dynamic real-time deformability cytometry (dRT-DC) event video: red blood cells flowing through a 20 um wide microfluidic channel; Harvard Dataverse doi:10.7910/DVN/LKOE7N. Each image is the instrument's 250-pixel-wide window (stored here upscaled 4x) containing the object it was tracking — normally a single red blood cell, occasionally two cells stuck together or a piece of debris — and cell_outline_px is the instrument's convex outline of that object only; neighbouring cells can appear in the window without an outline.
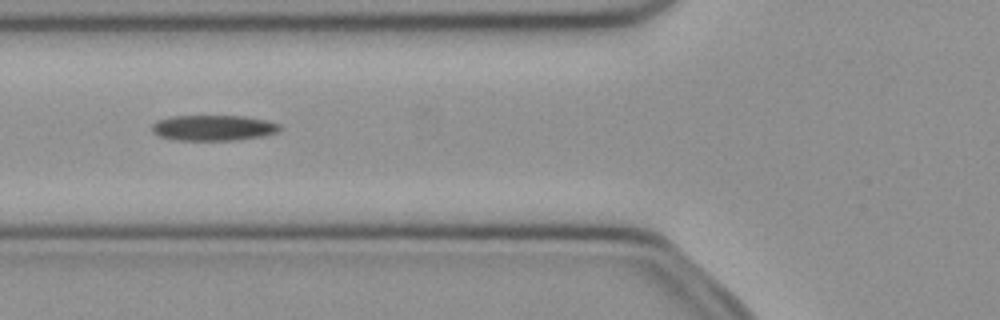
{"species": "common noctule bat (a hibernating species)", "species_latin": "Nyctalus noctula", "temperature_condition": "cold", "stored_images_in_passage": 51, "camera_frame_rate_fps": 3000, "um_per_image_px": 0.085, "animal": {"sex": "female", "body_mass_g": 21.9}, "frame": {"image": 1, "passage_image": 19, "time_ms": 6.0, "image_size_px": [1000, 320], "cell_outline_px": [[280, 128], [276, 132], [264, 136], [236, 140], [176, 140], [160, 136], [152, 132], [152, 124], [156, 120], [172, 116], [244, 116], [264, 120], [280, 124]], "centroid_in_image_um": [18.1, 10.87], "position_along_channel_um": 107.7, "area_um2": 19.02}}
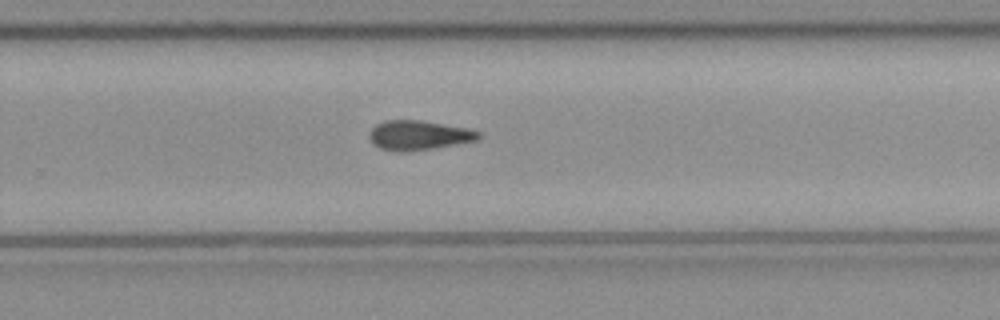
{"frame": {"image": 2, "passage_image": 33, "time_ms": 10.667, "image_size_px": [1000, 320], "cell_outline_px": [[484, 136], [480, 140], [432, 148], [380, 148], [372, 144], [368, 136], [368, 132], [376, 124], [384, 120], [420, 120], [464, 128], [480, 132]], "centroid_in_image_um": [35.62, 11.44], "position_along_channel_um": 294.2, "area_um2": 18.03}}
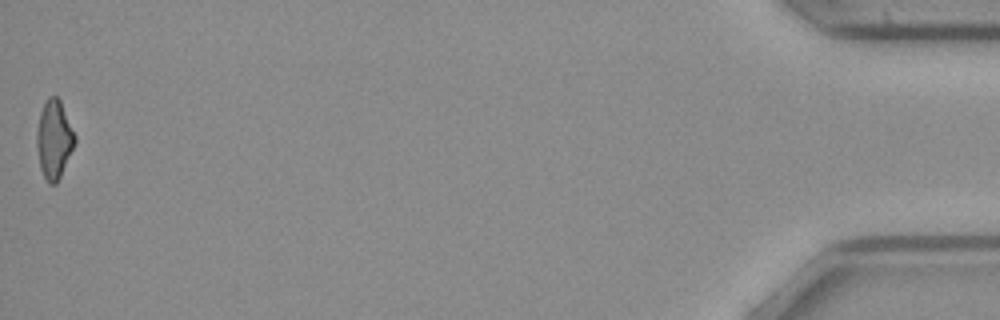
{"frame": {"image": 3, "passage_image": 51, "time_ms": 16.667, "image_size_px": [1000, 320], "cell_outline_px": [[76, 140], [60, 176], [56, 184], [48, 184], [40, 168], [36, 144], [36, 132], [40, 112], [48, 96], [56, 96], [60, 100], [76, 136]], "centroid_in_image_um": [4.58, 11.84], "position_along_channel_um": 430.6, "area_um2": 17.22}}